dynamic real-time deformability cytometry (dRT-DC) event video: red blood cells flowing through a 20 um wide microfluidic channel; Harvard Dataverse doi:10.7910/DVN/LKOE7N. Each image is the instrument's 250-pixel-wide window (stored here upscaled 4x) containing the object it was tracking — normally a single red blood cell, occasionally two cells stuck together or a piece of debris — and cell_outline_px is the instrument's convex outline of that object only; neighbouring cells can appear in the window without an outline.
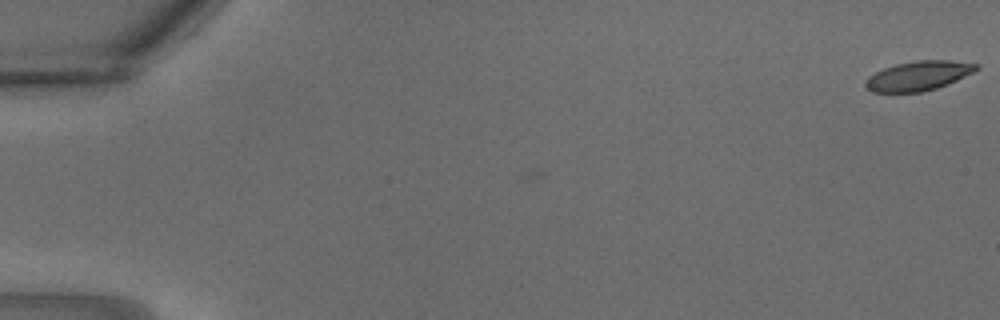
{"species": "common noctule bat (a hibernating species)", "species_latin": "Nyctalus noctula", "temperature_condition": "warm", "stored_images_in_passage": 5, "camera_frame_rate_fps": 3000, "um_per_image_px": 0.085, "animal": {"sex": "male", "body_mass_g": 18.8}, "frame": {"image": 1, "passage_image": 1, "time_ms": 0.0, "image_size_px": [1000, 320], "cell_outline_px": [[980, 68], [948, 84], [936, 88], [920, 92], [872, 92], [864, 88], [864, 84], [868, 76], [884, 68], [896, 64], [916, 60], [948, 60], [980, 64]], "centroid_in_image_um": [78.04, 6.44], "position_along_channel_um": 7.0, "area_um2": 19.02}}